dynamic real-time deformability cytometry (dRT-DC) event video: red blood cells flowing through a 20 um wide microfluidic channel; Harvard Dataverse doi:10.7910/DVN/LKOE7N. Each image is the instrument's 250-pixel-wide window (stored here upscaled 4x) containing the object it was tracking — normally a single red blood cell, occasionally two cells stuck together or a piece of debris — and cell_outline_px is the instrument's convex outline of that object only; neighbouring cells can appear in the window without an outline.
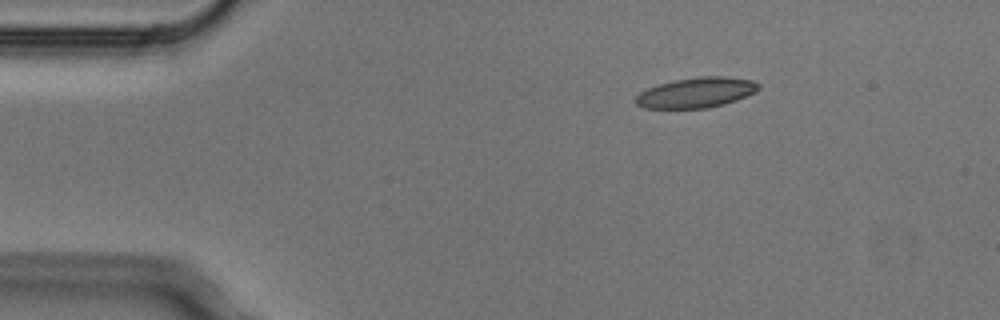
{"species": "Egyptian fruit bat (a non-hibernating species)", "species_latin": "Rousettus aegyptiacus", "temperature_condition": "cold", "stored_images_in_passage": 3, "camera_frame_rate_fps": 3000, "um_per_image_px": 0.085, "animal": {"sex": "male"}, "frame": {"image": 1, "passage_image": 2, "time_ms": 0.333, "image_size_px": [1000, 320], "cell_outline_px": [[760, 88], [756, 92], [736, 100], [724, 104], [708, 108], [644, 108], [636, 104], [636, 96], [640, 92], [648, 88], [660, 84], [676, 80], [700, 76], [724, 76], [752, 80], [760, 84]], "centroid_in_image_um": [59.21, 7.87], "position_along_channel_um": 25.8, "area_um2": 21.56}}